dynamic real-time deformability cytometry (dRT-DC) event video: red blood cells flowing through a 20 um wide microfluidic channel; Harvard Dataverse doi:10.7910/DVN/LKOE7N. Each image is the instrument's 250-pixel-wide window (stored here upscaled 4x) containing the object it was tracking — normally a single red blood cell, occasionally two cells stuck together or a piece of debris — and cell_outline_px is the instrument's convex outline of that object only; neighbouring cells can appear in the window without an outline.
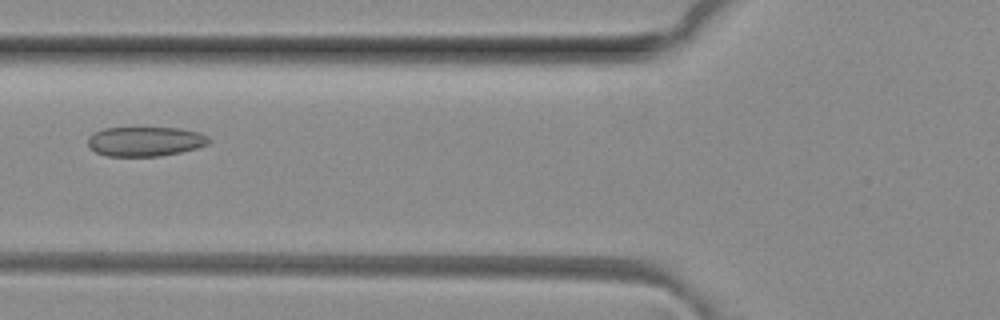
{"species": "common noctule bat (a hibernating species)", "species_latin": "Nyctalus noctula", "temperature_condition": "room temperature", "stored_images_in_passage": 2, "camera_frame_rate_fps": 3000, "um_per_image_px": 0.085, "animal": {"sex": "female", "body_mass_g": 29.2, "forearm_length_mm": 56.3}, "frame": {"image": 1, "passage_image": 2, "time_ms": 0.333, "image_size_px": [1000, 320], "cell_outline_px": [[212, 140], [208, 144], [196, 148], [180, 152], [160, 156], [108, 156], [96, 152], [88, 148], [88, 136], [104, 128], [180, 128], [200, 132], [208, 136]], "centroid_in_image_um": [12.36, 12.02], "position_along_channel_um": 113.4, "area_um2": 20.92}}